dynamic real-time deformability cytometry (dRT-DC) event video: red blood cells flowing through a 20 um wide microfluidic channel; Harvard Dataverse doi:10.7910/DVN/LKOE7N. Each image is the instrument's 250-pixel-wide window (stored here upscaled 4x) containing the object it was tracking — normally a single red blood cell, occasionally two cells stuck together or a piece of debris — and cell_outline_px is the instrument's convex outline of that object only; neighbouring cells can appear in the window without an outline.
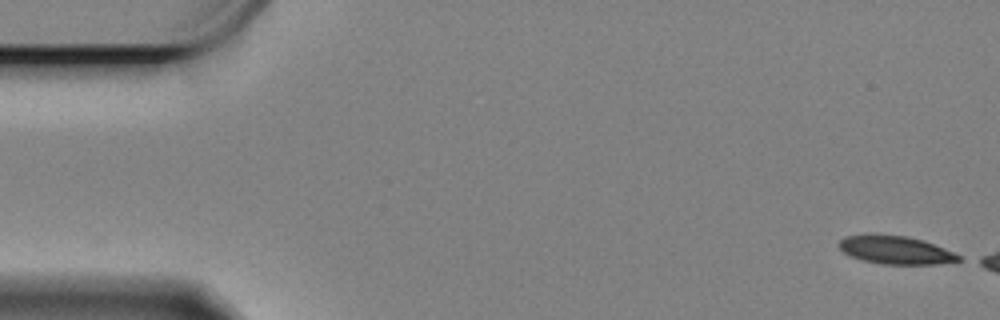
{"species": "Egyptian fruit bat (a non-hibernating species)", "species_latin": "Rousettus aegyptiacus", "temperature_condition": "cold", "stored_images_in_passage": 11, "camera_frame_rate_fps": 3000, "um_per_image_px": 0.085, "animal": {"sex": "female"}, "frame": {"image": 1, "passage_image": 1, "time_ms": 0.0, "image_size_px": [1000, 320], "cell_outline_px": [[964, 260], [940, 264], [884, 264], [864, 260], [852, 256], [844, 252], [836, 244], [844, 236], [904, 236], [920, 240], [944, 248], [960, 256]], "centroid_in_image_um": [76.16, 21.28], "position_along_channel_um": 8.8, "area_um2": 18.9}}